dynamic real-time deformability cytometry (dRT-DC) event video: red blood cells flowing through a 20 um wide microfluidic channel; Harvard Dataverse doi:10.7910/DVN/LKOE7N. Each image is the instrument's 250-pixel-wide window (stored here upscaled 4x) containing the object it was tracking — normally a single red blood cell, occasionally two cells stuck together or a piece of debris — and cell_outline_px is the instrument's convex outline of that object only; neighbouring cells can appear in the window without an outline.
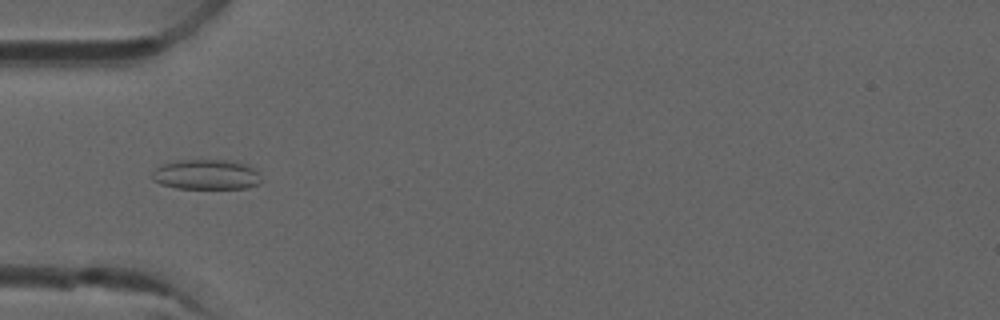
{"species": "common noctule bat (a hibernating species)", "species_latin": "Nyctalus noctula", "temperature_condition": "room temperature", "stored_images_in_passage": 8, "camera_frame_rate_fps": 3000, "um_per_image_px": 0.085, "animal": {"sex": "male", "forearm_length_mm": 52.5}, "frame": {"image": 1, "passage_image": 5, "time_ms": 1.333, "image_size_px": [1000, 320], "cell_outline_px": [[260, 180], [256, 184], [248, 188], [176, 188], [160, 184], [152, 180], [152, 172], [160, 164], [176, 160], [236, 160], [248, 164], [256, 172]], "centroid_in_image_um": [17.48, 14.82], "position_along_channel_um": 67.5, "area_um2": 19.19}}
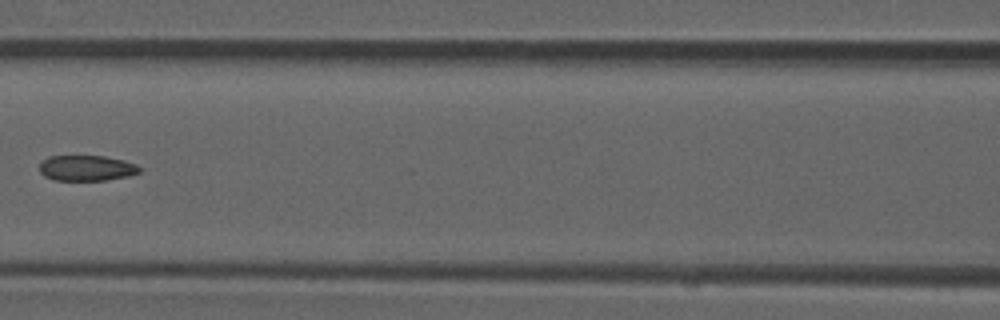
{"frame": {"image": 2, "passage_image": 7, "time_ms": 2.0, "image_size_px": [1000, 320], "cell_outline_px": [[140, 172], [128, 176], [104, 180], [52, 180], [44, 176], [40, 172], [40, 164], [48, 156], [104, 156], [124, 160], [136, 164], [140, 168]], "centroid_in_image_um": [7.35, 14.28], "position_along_channel_um": 159.2, "area_um2": 14.85}}
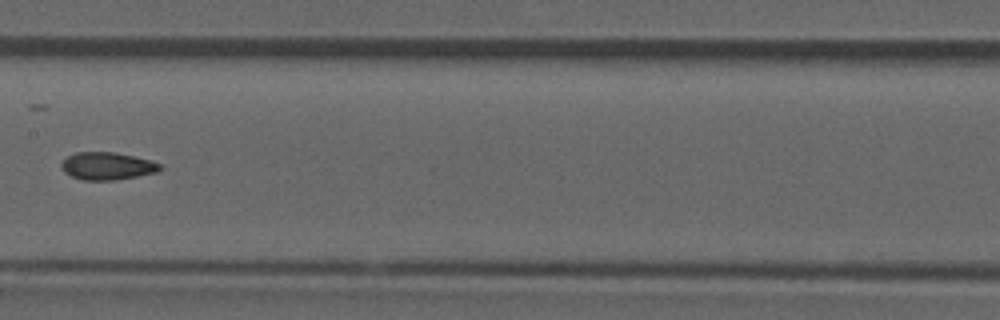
{"frame": {"image": 3, "passage_image": 8, "time_ms": 2.333, "image_size_px": [1000, 320], "cell_outline_px": [[164, 168], [160, 172], [116, 180], [84, 180], [72, 176], [64, 172], [60, 164], [68, 156], [76, 152], [116, 152], [152, 160], [160, 164]], "centroid_in_image_um": [9.17, 14.11], "position_along_channel_um": 198.2, "area_um2": 16.01}}